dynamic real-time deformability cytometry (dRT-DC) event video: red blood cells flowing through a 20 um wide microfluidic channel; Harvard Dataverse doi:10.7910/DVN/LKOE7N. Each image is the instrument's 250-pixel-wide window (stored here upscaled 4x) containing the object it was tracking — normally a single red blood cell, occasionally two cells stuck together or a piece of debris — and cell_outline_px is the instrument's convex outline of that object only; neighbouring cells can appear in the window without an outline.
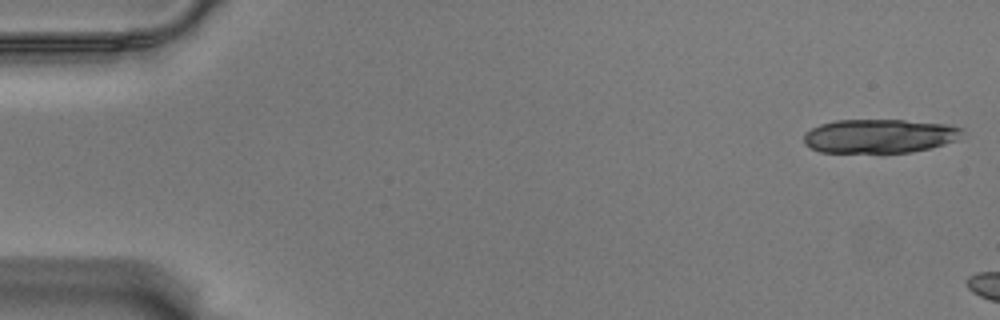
{"species": "Egyptian fruit bat (a non-hibernating species)", "species_latin": "Rousettus aegyptiacus", "temperature_condition": "warm", "stored_images_in_passage": 6, "camera_frame_rate_fps": 3000, "um_per_image_px": 0.085, "animal": {"sex": "male"}, "frame": {"image": 1, "passage_image": 1, "time_ms": 0.0, "image_size_px": [1000, 320], "cell_outline_px": [[964, 132], [956, 140], [944, 144], [912, 152], [820, 152], [804, 144], [804, 132], [820, 124], [836, 120], [904, 120], [948, 124], [964, 128]], "centroid_in_image_um": [74.76, 11.55], "position_along_channel_um": 10.2, "area_um2": 31.33}}